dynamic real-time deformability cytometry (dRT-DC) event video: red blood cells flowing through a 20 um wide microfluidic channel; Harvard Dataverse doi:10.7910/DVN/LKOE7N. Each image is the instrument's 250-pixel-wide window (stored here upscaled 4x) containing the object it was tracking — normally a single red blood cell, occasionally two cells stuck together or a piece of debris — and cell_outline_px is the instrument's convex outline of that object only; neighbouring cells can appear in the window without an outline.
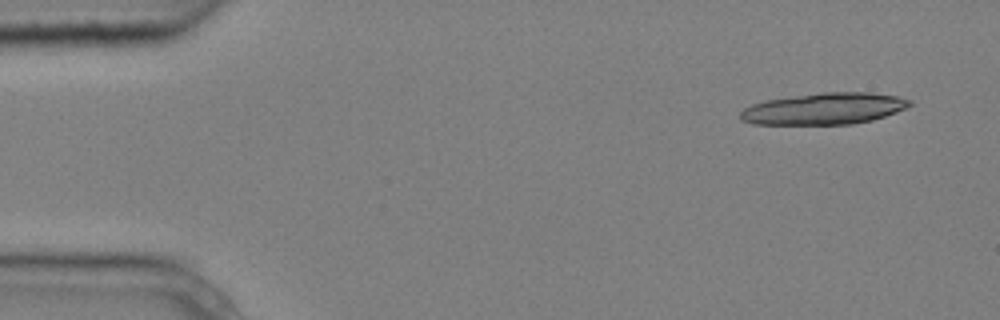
{"species": "common noctule bat (a hibernating species)", "species_latin": "Nyctalus noctula", "temperature_condition": "cold", "stored_images_in_passage": 9, "camera_frame_rate_fps": 3000, "um_per_image_px": 0.085, "animal": {"sex": "male", "body_mass_g": 20.4}, "frame": {"image": 1, "passage_image": 1, "time_ms": 0.0, "image_size_px": [1000, 320], "cell_outline_px": [[912, 104], [896, 112], [872, 120], [852, 124], [752, 124], [740, 120], [740, 112], [744, 108], [752, 104], [768, 100], [824, 92], [872, 92], [900, 96], [912, 100]], "centroid_in_image_um": [70.08, 9.24], "position_along_channel_um": 14.9, "area_um2": 31.04}}
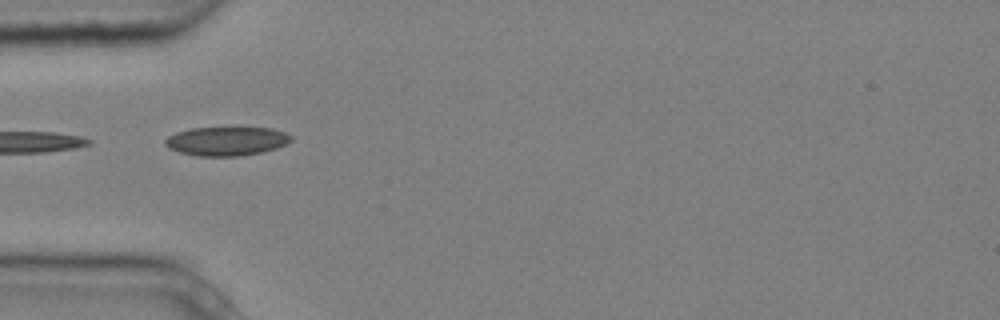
{"frame": {"image": 2, "passage_image": 4, "time_ms": 1.0, "image_size_px": [1000, 320], "cell_outline_px": [[292, 140], [276, 148], [264, 152], [240, 156], [196, 156], [180, 152], [168, 148], [164, 144], [164, 140], [168, 136], [176, 132], [192, 128], [272, 128], [284, 132], [292, 136]], "centroid_in_image_um": [19.23, 12.0], "position_along_channel_um": 65.8, "area_um2": 21.21}}